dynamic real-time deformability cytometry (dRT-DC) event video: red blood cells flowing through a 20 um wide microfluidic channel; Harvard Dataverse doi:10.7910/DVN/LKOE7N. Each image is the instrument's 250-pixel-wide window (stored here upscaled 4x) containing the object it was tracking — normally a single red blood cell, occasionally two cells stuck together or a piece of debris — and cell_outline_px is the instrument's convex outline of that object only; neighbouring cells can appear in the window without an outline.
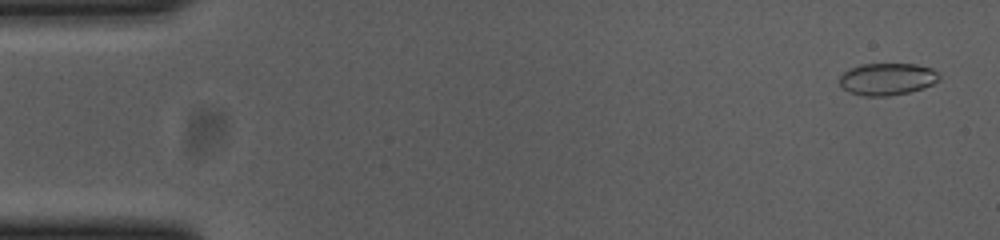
{"species": "common noctule bat (a hibernating species)", "species_latin": "Nyctalus noctula", "temperature_condition": "cold", "stored_images_in_passage": 51, "camera_frame_rate_fps": 3000, "um_per_image_px": 0.085, "animal": {"sex": "female", "body_mass_g": 23.0, "forearm_length_mm": 53.4}, "frame": {"image": 1, "passage_image": 2, "time_ms": 0.333, "image_size_px": [1000, 240], "cell_outline_px": [[940, 80], [932, 84], [908, 92], [888, 96], [864, 96], [848, 92], [840, 84], [840, 76], [848, 68], [860, 64], [916, 64], [932, 68], [940, 76]], "centroid_in_image_um": [75.39, 6.71], "position_along_channel_um": 9.6, "area_um2": 18.61}}
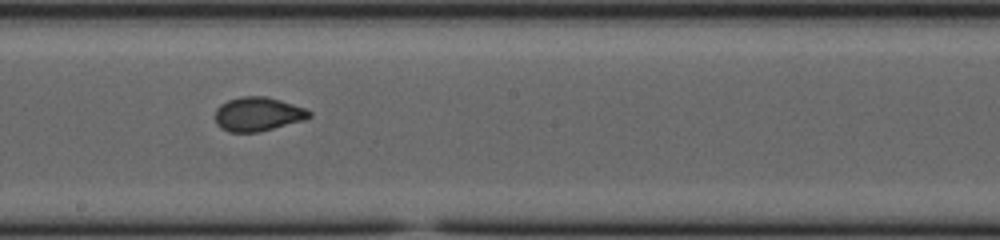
{"frame": {"image": 2, "passage_image": 30, "time_ms": 9.667, "image_size_px": [1000, 240], "cell_outline_px": [[312, 116], [304, 120], [260, 132], [228, 132], [220, 128], [216, 124], [216, 108], [220, 104], [228, 100], [240, 96], [264, 96], [280, 100], [304, 108], [312, 112]], "centroid_in_image_um": [21.9, 9.71], "position_along_channel_um": 226.3, "area_um2": 18.73}}
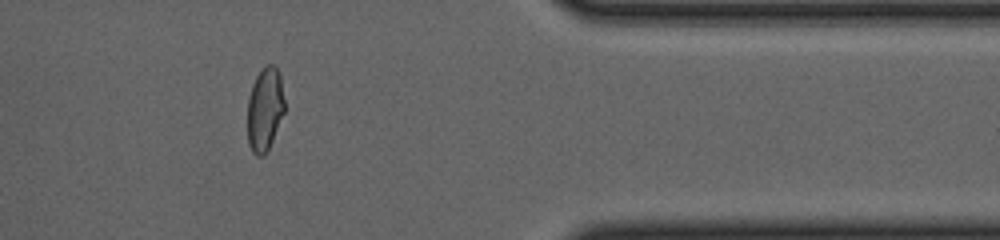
{"frame": {"image": 3, "passage_image": 45, "time_ms": 14.667, "image_size_px": [1000, 240], "cell_outline_px": [[284, 112], [272, 140], [264, 156], [256, 156], [252, 152], [248, 144], [248, 96], [252, 84], [256, 76], [264, 64], [276, 64], [280, 72], [284, 100]], "centroid_in_image_um": [22.51, 9.23], "position_along_channel_um": 388.9, "area_um2": 18.26}, "authors_computed_cell_mechanics": {"area_um2": 18.9006, "velocity_mm_per_s": 3.6981, "shape_relaxation_time_tau1_ms": 5.1025, "shape_relaxation_time_tau2_ms": null, "deformation_change_tau1": 0.1626, "deformation_change_tau2": null}}